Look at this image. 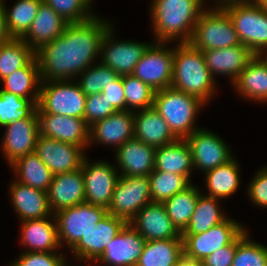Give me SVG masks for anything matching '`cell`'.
Wrapping results in <instances>:
<instances>
[{
    "mask_svg": "<svg viewBox=\"0 0 267 266\" xmlns=\"http://www.w3.org/2000/svg\"><path fill=\"white\" fill-rule=\"evenodd\" d=\"M112 24L101 17L67 24L63 34L35 51L42 81L75 80L100 55L103 36Z\"/></svg>",
    "mask_w": 267,
    "mask_h": 266,
    "instance_id": "cell-1",
    "label": "cell"
},
{
    "mask_svg": "<svg viewBox=\"0 0 267 266\" xmlns=\"http://www.w3.org/2000/svg\"><path fill=\"white\" fill-rule=\"evenodd\" d=\"M151 21L156 42H190L205 0H152Z\"/></svg>",
    "mask_w": 267,
    "mask_h": 266,
    "instance_id": "cell-2",
    "label": "cell"
},
{
    "mask_svg": "<svg viewBox=\"0 0 267 266\" xmlns=\"http://www.w3.org/2000/svg\"><path fill=\"white\" fill-rule=\"evenodd\" d=\"M171 87L194 96L205 105L216 93V81L205 64L203 53L190 42L174 48Z\"/></svg>",
    "mask_w": 267,
    "mask_h": 266,
    "instance_id": "cell-3",
    "label": "cell"
},
{
    "mask_svg": "<svg viewBox=\"0 0 267 266\" xmlns=\"http://www.w3.org/2000/svg\"><path fill=\"white\" fill-rule=\"evenodd\" d=\"M229 14L241 44L254 55L267 51V10L252 0H216Z\"/></svg>",
    "mask_w": 267,
    "mask_h": 266,
    "instance_id": "cell-4",
    "label": "cell"
},
{
    "mask_svg": "<svg viewBox=\"0 0 267 266\" xmlns=\"http://www.w3.org/2000/svg\"><path fill=\"white\" fill-rule=\"evenodd\" d=\"M205 104L194 96L168 87L155 91L153 109L166 121L178 139H186L197 128L196 116Z\"/></svg>",
    "mask_w": 267,
    "mask_h": 266,
    "instance_id": "cell-5",
    "label": "cell"
},
{
    "mask_svg": "<svg viewBox=\"0 0 267 266\" xmlns=\"http://www.w3.org/2000/svg\"><path fill=\"white\" fill-rule=\"evenodd\" d=\"M205 9L195 24L190 43L201 51L241 44L229 14L218 4Z\"/></svg>",
    "mask_w": 267,
    "mask_h": 266,
    "instance_id": "cell-6",
    "label": "cell"
},
{
    "mask_svg": "<svg viewBox=\"0 0 267 266\" xmlns=\"http://www.w3.org/2000/svg\"><path fill=\"white\" fill-rule=\"evenodd\" d=\"M72 81H42L37 113L84 118L86 95L77 81Z\"/></svg>",
    "mask_w": 267,
    "mask_h": 266,
    "instance_id": "cell-7",
    "label": "cell"
},
{
    "mask_svg": "<svg viewBox=\"0 0 267 266\" xmlns=\"http://www.w3.org/2000/svg\"><path fill=\"white\" fill-rule=\"evenodd\" d=\"M107 213L106 208L86 202L54 213L60 246L65 243L70 250L83 235L97 227Z\"/></svg>",
    "mask_w": 267,
    "mask_h": 266,
    "instance_id": "cell-8",
    "label": "cell"
},
{
    "mask_svg": "<svg viewBox=\"0 0 267 266\" xmlns=\"http://www.w3.org/2000/svg\"><path fill=\"white\" fill-rule=\"evenodd\" d=\"M151 202L148 176L120 175L107 211L129 223L145 205Z\"/></svg>",
    "mask_w": 267,
    "mask_h": 266,
    "instance_id": "cell-9",
    "label": "cell"
},
{
    "mask_svg": "<svg viewBox=\"0 0 267 266\" xmlns=\"http://www.w3.org/2000/svg\"><path fill=\"white\" fill-rule=\"evenodd\" d=\"M167 42L152 43L136 64L133 76L149 85L154 91L171 87L173 79L174 47Z\"/></svg>",
    "mask_w": 267,
    "mask_h": 266,
    "instance_id": "cell-10",
    "label": "cell"
},
{
    "mask_svg": "<svg viewBox=\"0 0 267 266\" xmlns=\"http://www.w3.org/2000/svg\"><path fill=\"white\" fill-rule=\"evenodd\" d=\"M244 228L238 221L227 217L206 232L196 235H181L184 256L202 262L211 253L230 244Z\"/></svg>",
    "mask_w": 267,
    "mask_h": 266,
    "instance_id": "cell-11",
    "label": "cell"
},
{
    "mask_svg": "<svg viewBox=\"0 0 267 266\" xmlns=\"http://www.w3.org/2000/svg\"><path fill=\"white\" fill-rule=\"evenodd\" d=\"M114 26H111L101 41L100 63L111 68L119 76L131 75L136 64L152 43L114 41ZM103 55V56H102Z\"/></svg>",
    "mask_w": 267,
    "mask_h": 266,
    "instance_id": "cell-12",
    "label": "cell"
},
{
    "mask_svg": "<svg viewBox=\"0 0 267 266\" xmlns=\"http://www.w3.org/2000/svg\"><path fill=\"white\" fill-rule=\"evenodd\" d=\"M116 166L106 161L90 163L87 157L82 164L85 184V202L108 209L120 177Z\"/></svg>",
    "mask_w": 267,
    "mask_h": 266,
    "instance_id": "cell-13",
    "label": "cell"
},
{
    "mask_svg": "<svg viewBox=\"0 0 267 266\" xmlns=\"http://www.w3.org/2000/svg\"><path fill=\"white\" fill-rule=\"evenodd\" d=\"M186 142L189 144L194 169L203 173L215 169L233 158L232 150L219 135L203 128L196 129Z\"/></svg>",
    "mask_w": 267,
    "mask_h": 266,
    "instance_id": "cell-14",
    "label": "cell"
},
{
    "mask_svg": "<svg viewBox=\"0 0 267 266\" xmlns=\"http://www.w3.org/2000/svg\"><path fill=\"white\" fill-rule=\"evenodd\" d=\"M35 153L53 175L78 170L86 157L84 149L70 143L38 135Z\"/></svg>",
    "mask_w": 267,
    "mask_h": 266,
    "instance_id": "cell-15",
    "label": "cell"
},
{
    "mask_svg": "<svg viewBox=\"0 0 267 266\" xmlns=\"http://www.w3.org/2000/svg\"><path fill=\"white\" fill-rule=\"evenodd\" d=\"M2 151L8 164L35 152L36 141L40 134L37 109L28 117L4 126Z\"/></svg>",
    "mask_w": 267,
    "mask_h": 266,
    "instance_id": "cell-16",
    "label": "cell"
},
{
    "mask_svg": "<svg viewBox=\"0 0 267 266\" xmlns=\"http://www.w3.org/2000/svg\"><path fill=\"white\" fill-rule=\"evenodd\" d=\"M128 223L122 218H118L107 213L106 216L97 223L89 232L70 249L73 257L79 261H96L102 256L106 246L119 234Z\"/></svg>",
    "mask_w": 267,
    "mask_h": 266,
    "instance_id": "cell-17",
    "label": "cell"
},
{
    "mask_svg": "<svg viewBox=\"0 0 267 266\" xmlns=\"http://www.w3.org/2000/svg\"><path fill=\"white\" fill-rule=\"evenodd\" d=\"M128 224L146 241L182 239L163 203L151 202L145 205Z\"/></svg>",
    "mask_w": 267,
    "mask_h": 266,
    "instance_id": "cell-18",
    "label": "cell"
},
{
    "mask_svg": "<svg viewBox=\"0 0 267 266\" xmlns=\"http://www.w3.org/2000/svg\"><path fill=\"white\" fill-rule=\"evenodd\" d=\"M38 116L40 135L81 146L83 149L89 147L90 126L84 118L57 114H38Z\"/></svg>",
    "mask_w": 267,
    "mask_h": 266,
    "instance_id": "cell-19",
    "label": "cell"
},
{
    "mask_svg": "<svg viewBox=\"0 0 267 266\" xmlns=\"http://www.w3.org/2000/svg\"><path fill=\"white\" fill-rule=\"evenodd\" d=\"M134 138V111H118L93 123L89 129V145L101 143L119 148Z\"/></svg>",
    "mask_w": 267,
    "mask_h": 266,
    "instance_id": "cell-20",
    "label": "cell"
},
{
    "mask_svg": "<svg viewBox=\"0 0 267 266\" xmlns=\"http://www.w3.org/2000/svg\"><path fill=\"white\" fill-rule=\"evenodd\" d=\"M146 240L129 224L106 246L97 260L108 266H136Z\"/></svg>",
    "mask_w": 267,
    "mask_h": 266,
    "instance_id": "cell-21",
    "label": "cell"
},
{
    "mask_svg": "<svg viewBox=\"0 0 267 266\" xmlns=\"http://www.w3.org/2000/svg\"><path fill=\"white\" fill-rule=\"evenodd\" d=\"M52 213L85 202V184L82 167L53 176L47 191Z\"/></svg>",
    "mask_w": 267,
    "mask_h": 266,
    "instance_id": "cell-22",
    "label": "cell"
},
{
    "mask_svg": "<svg viewBox=\"0 0 267 266\" xmlns=\"http://www.w3.org/2000/svg\"><path fill=\"white\" fill-rule=\"evenodd\" d=\"M156 148L135 138L117 148L115 157L120 175L149 176L155 166Z\"/></svg>",
    "mask_w": 267,
    "mask_h": 266,
    "instance_id": "cell-23",
    "label": "cell"
},
{
    "mask_svg": "<svg viewBox=\"0 0 267 266\" xmlns=\"http://www.w3.org/2000/svg\"><path fill=\"white\" fill-rule=\"evenodd\" d=\"M205 64L213 77L228 75L233 83L246 68L254 54L243 44L224 49L202 51Z\"/></svg>",
    "mask_w": 267,
    "mask_h": 266,
    "instance_id": "cell-24",
    "label": "cell"
},
{
    "mask_svg": "<svg viewBox=\"0 0 267 266\" xmlns=\"http://www.w3.org/2000/svg\"><path fill=\"white\" fill-rule=\"evenodd\" d=\"M12 206L21 221L42 219L53 215L46 191L12 181L9 186Z\"/></svg>",
    "mask_w": 267,
    "mask_h": 266,
    "instance_id": "cell-25",
    "label": "cell"
},
{
    "mask_svg": "<svg viewBox=\"0 0 267 266\" xmlns=\"http://www.w3.org/2000/svg\"><path fill=\"white\" fill-rule=\"evenodd\" d=\"M21 222L20 241L23 246L28 247L26 252H56L60 249L54 214L42 219Z\"/></svg>",
    "mask_w": 267,
    "mask_h": 266,
    "instance_id": "cell-26",
    "label": "cell"
},
{
    "mask_svg": "<svg viewBox=\"0 0 267 266\" xmlns=\"http://www.w3.org/2000/svg\"><path fill=\"white\" fill-rule=\"evenodd\" d=\"M134 138L155 148L178 140L153 107L134 111Z\"/></svg>",
    "mask_w": 267,
    "mask_h": 266,
    "instance_id": "cell-27",
    "label": "cell"
},
{
    "mask_svg": "<svg viewBox=\"0 0 267 266\" xmlns=\"http://www.w3.org/2000/svg\"><path fill=\"white\" fill-rule=\"evenodd\" d=\"M67 22L43 1L30 29L21 38L34 51L63 34Z\"/></svg>",
    "mask_w": 267,
    "mask_h": 266,
    "instance_id": "cell-28",
    "label": "cell"
},
{
    "mask_svg": "<svg viewBox=\"0 0 267 266\" xmlns=\"http://www.w3.org/2000/svg\"><path fill=\"white\" fill-rule=\"evenodd\" d=\"M232 84L241 97L267 102V64L259 55H254Z\"/></svg>",
    "mask_w": 267,
    "mask_h": 266,
    "instance_id": "cell-29",
    "label": "cell"
},
{
    "mask_svg": "<svg viewBox=\"0 0 267 266\" xmlns=\"http://www.w3.org/2000/svg\"><path fill=\"white\" fill-rule=\"evenodd\" d=\"M193 167L191 150L185 139H178L155 150V170L183 175L190 181Z\"/></svg>",
    "mask_w": 267,
    "mask_h": 266,
    "instance_id": "cell-30",
    "label": "cell"
},
{
    "mask_svg": "<svg viewBox=\"0 0 267 266\" xmlns=\"http://www.w3.org/2000/svg\"><path fill=\"white\" fill-rule=\"evenodd\" d=\"M1 82L4 84L2 90L26 98L37 105L42 80L36 56Z\"/></svg>",
    "mask_w": 267,
    "mask_h": 266,
    "instance_id": "cell-31",
    "label": "cell"
},
{
    "mask_svg": "<svg viewBox=\"0 0 267 266\" xmlns=\"http://www.w3.org/2000/svg\"><path fill=\"white\" fill-rule=\"evenodd\" d=\"M236 158L205 172L207 195L216 199H225L234 194L240 186V171Z\"/></svg>",
    "mask_w": 267,
    "mask_h": 266,
    "instance_id": "cell-32",
    "label": "cell"
},
{
    "mask_svg": "<svg viewBox=\"0 0 267 266\" xmlns=\"http://www.w3.org/2000/svg\"><path fill=\"white\" fill-rule=\"evenodd\" d=\"M183 256V239L146 241L136 266H174Z\"/></svg>",
    "mask_w": 267,
    "mask_h": 266,
    "instance_id": "cell-33",
    "label": "cell"
},
{
    "mask_svg": "<svg viewBox=\"0 0 267 266\" xmlns=\"http://www.w3.org/2000/svg\"><path fill=\"white\" fill-rule=\"evenodd\" d=\"M11 168L17 175L16 181L46 192L54 176L35 152L19 158L11 164Z\"/></svg>",
    "mask_w": 267,
    "mask_h": 266,
    "instance_id": "cell-34",
    "label": "cell"
},
{
    "mask_svg": "<svg viewBox=\"0 0 267 266\" xmlns=\"http://www.w3.org/2000/svg\"><path fill=\"white\" fill-rule=\"evenodd\" d=\"M218 200L200 192L190 222L181 235H196L206 232L213 226L223 222L227 216L221 212Z\"/></svg>",
    "mask_w": 267,
    "mask_h": 266,
    "instance_id": "cell-35",
    "label": "cell"
},
{
    "mask_svg": "<svg viewBox=\"0 0 267 266\" xmlns=\"http://www.w3.org/2000/svg\"><path fill=\"white\" fill-rule=\"evenodd\" d=\"M200 189L191 184L184 191H181L163 202L167 215L173 225L182 233L190 222L195 210Z\"/></svg>",
    "mask_w": 267,
    "mask_h": 266,
    "instance_id": "cell-36",
    "label": "cell"
},
{
    "mask_svg": "<svg viewBox=\"0 0 267 266\" xmlns=\"http://www.w3.org/2000/svg\"><path fill=\"white\" fill-rule=\"evenodd\" d=\"M42 0H18L9 10L5 11L6 27L11 38H22L30 29Z\"/></svg>",
    "mask_w": 267,
    "mask_h": 266,
    "instance_id": "cell-37",
    "label": "cell"
},
{
    "mask_svg": "<svg viewBox=\"0 0 267 266\" xmlns=\"http://www.w3.org/2000/svg\"><path fill=\"white\" fill-rule=\"evenodd\" d=\"M34 56L35 51L21 38H11L0 45V80L24 67Z\"/></svg>",
    "mask_w": 267,
    "mask_h": 266,
    "instance_id": "cell-38",
    "label": "cell"
},
{
    "mask_svg": "<svg viewBox=\"0 0 267 266\" xmlns=\"http://www.w3.org/2000/svg\"><path fill=\"white\" fill-rule=\"evenodd\" d=\"M148 177L152 202L163 203L192 184L183 175L155 169Z\"/></svg>",
    "mask_w": 267,
    "mask_h": 266,
    "instance_id": "cell-39",
    "label": "cell"
},
{
    "mask_svg": "<svg viewBox=\"0 0 267 266\" xmlns=\"http://www.w3.org/2000/svg\"><path fill=\"white\" fill-rule=\"evenodd\" d=\"M231 266H267V246L249 239L245 229L236 237V252Z\"/></svg>",
    "mask_w": 267,
    "mask_h": 266,
    "instance_id": "cell-40",
    "label": "cell"
},
{
    "mask_svg": "<svg viewBox=\"0 0 267 266\" xmlns=\"http://www.w3.org/2000/svg\"><path fill=\"white\" fill-rule=\"evenodd\" d=\"M36 109L34 102L0 89V126L28 118Z\"/></svg>",
    "mask_w": 267,
    "mask_h": 266,
    "instance_id": "cell-41",
    "label": "cell"
},
{
    "mask_svg": "<svg viewBox=\"0 0 267 266\" xmlns=\"http://www.w3.org/2000/svg\"><path fill=\"white\" fill-rule=\"evenodd\" d=\"M123 87L126 110L136 111L153 107L155 91L149 85L131 74L123 76Z\"/></svg>",
    "mask_w": 267,
    "mask_h": 266,
    "instance_id": "cell-42",
    "label": "cell"
},
{
    "mask_svg": "<svg viewBox=\"0 0 267 266\" xmlns=\"http://www.w3.org/2000/svg\"><path fill=\"white\" fill-rule=\"evenodd\" d=\"M78 84L81 91L86 95L100 94L103 87L113 83L119 75L111 68L99 64L86 68L79 76Z\"/></svg>",
    "mask_w": 267,
    "mask_h": 266,
    "instance_id": "cell-43",
    "label": "cell"
},
{
    "mask_svg": "<svg viewBox=\"0 0 267 266\" xmlns=\"http://www.w3.org/2000/svg\"><path fill=\"white\" fill-rule=\"evenodd\" d=\"M68 24L89 20L94 15L84 0H42ZM92 12V13H91Z\"/></svg>",
    "mask_w": 267,
    "mask_h": 266,
    "instance_id": "cell-44",
    "label": "cell"
},
{
    "mask_svg": "<svg viewBox=\"0 0 267 266\" xmlns=\"http://www.w3.org/2000/svg\"><path fill=\"white\" fill-rule=\"evenodd\" d=\"M116 112H118V110L100 94H91L86 96L84 120L89 126Z\"/></svg>",
    "mask_w": 267,
    "mask_h": 266,
    "instance_id": "cell-45",
    "label": "cell"
},
{
    "mask_svg": "<svg viewBox=\"0 0 267 266\" xmlns=\"http://www.w3.org/2000/svg\"><path fill=\"white\" fill-rule=\"evenodd\" d=\"M66 257L57 252H22L9 266H61Z\"/></svg>",
    "mask_w": 267,
    "mask_h": 266,
    "instance_id": "cell-46",
    "label": "cell"
},
{
    "mask_svg": "<svg viewBox=\"0 0 267 266\" xmlns=\"http://www.w3.org/2000/svg\"><path fill=\"white\" fill-rule=\"evenodd\" d=\"M247 191L251 203L267 208V166L254 175Z\"/></svg>",
    "mask_w": 267,
    "mask_h": 266,
    "instance_id": "cell-47",
    "label": "cell"
},
{
    "mask_svg": "<svg viewBox=\"0 0 267 266\" xmlns=\"http://www.w3.org/2000/svg\"><path fill=\"white\" fill-rule=\"evenodd\" d=\"M100 95L105 97L118 111L126 110L123 76H119L113 83L103 87Z\"/></svg>",
    "mask_w": 267,
    "mask_h": 266,
    "instance_id": "cell-48",
    "label": "cell"
},
{
    "mask_svg": "<svg viewBox=\"0 0 267 266\" xmlns=\"http://www.w3.org/2000/svg\"><path fill=\"white\" fill-rule=\"evenodd\" d=\"M236 252V238L228 245L211 253L202 262V266H231Z\"/></svg>",
    "mask_w": 267,
    "mask_h": 266,
    "instance_id": "cell-49",
    "label": "cell"
},
{
    "mask_svg": "<svg viewBox=\"0 0 267 266\" xmlns=\"http://www.w3.org/2000/svg\"><path fill=\"white\" fill-rule=\"evenodd\" d=\"M9 39H11V37L6 27L5 11L3 6H0V45L4 44Z\"/></svg>",
    "mask_w": 267,
    "mask_h": 266,
    "instance_id": "cell-50",
    "label": "cell"
},
{
    "mask_svg": "<svg viewBox=\"0 0 267 266\" xmlns=\"http://www.w3.org/2000/svg\"><path fill=\"white\" fill-rule=\"evenodd\" d=\"M174 266H202V264L183 256Z\"/></svg>",
    "mask_w": 267,
    "mask_h": 266,
    "instance_id": "cell-51",
    "label": "cell"
},
{
    "mask_svg": "<svg viewBox=\"0 0 267 266\" xmlns=\"http://www.w3.org/2000/svg\"><path fill=\"white\" fill-rule=\"evenodd\" d=\"M265 56H264V55ZM259 56L265 61V63L267 64V51H264L262 53L259 54Z\"/></svg>",
    "mask_w": 267,
    "mask_h": 266,
    "instance_id": "cell-52",
    "label": "cell"
},
{
    "mask_svg": "<svg viewBox=\"0 0 267 266\" xmlns=\"http://www.w3.org/2000/svg\"><path fill=\"white\" fill-rule=\"evenodd\" d=\"M85 1V3L89 6V7H91L90 5H92L91 3H92V0H84Z\"/></svg>",
    "mask_w": 267,
    "mask_h": 266,
    "instance_id": "cell-53",
    "label": "cell"
},
{
    "mask_svg": "<svg viewBox=\"0 0 267 266\" xmlns=\"http://www.w3.org/2000/svg\"><path fill=\"white\" fill-rule=\"evenodd\" d=\"M3 5H4V1L0 0V6H3Z\"/></svg>",
    "mask_w": 267,
    "mask_h": 266,
    "instance_id": "cell-54",
    "label": "cell"
},
{
    "mask_svg": "<svg viewBox=\"0 0 267 266\" xmlns=\"http://www.w3.org/2000/svg\"><path fill=\"white\" fill-rule=\"evenodd\" d=\"M61 266H69V265H67L66 260H65V262Z\"/></svg>",
    "mask_w": 267,
    "mask_h": 266,
    "instance_id": "cell-55",
    "label": "cell"
}]
</instances>
